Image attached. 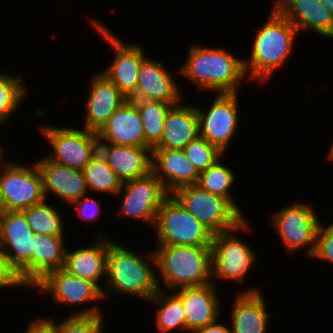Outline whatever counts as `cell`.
<instances>
[{
    "mask_svg": "<svg viewBox=\"0 0 333 333\" xmlns=\"http://www.w3.org/2000/svg\"><path fill=\"white\" fill-rule=\"evenodd\" d=\"M154 246L152 250L156 256L157 272H159L157 273L159 274L157 281L161 290L166 291L167 289L170 292L176 288L196 287L212 283L210 247Z\"/></svg>",
    "mask_w": 333,
    "mask_h": 333,
    "instance_id": "4",
    "label": "cell"
},
{
    "mask_svg": "<svg viewBox=\"0 0 333 333\" xmlns=\"http://www.w3.org/2000/svg\"><path fill=\"white\" fill-rule=\"evenodd\" d=\"M96 200L94 197H89V193L85 194L83 197L78 199L76 202L71 204L72 207L77 210L78 216L87 223L96 220L97 217L102 213L101 212V202Z\"/></svg>",
    "mask_w": 333,
    "mask_h": 333,
    "instance_id": "37",
    "label": "cell"
},
{
    "mask_svg": "<svg viewBox=\"0 0 333 333\" xmlns=\"http://www.w3.org/2000/svg\"><path fill=\"white\" fill-rule=\"evenodd\" d=\"M272 7L266 23L255 32L250 57L243 59L247 78L260 83L286 64L298 37L296 27Z\"/></svg>",
    "mask_w": 333,
    "mask_h": 333,
    "instance_id": "3",
    "label": "cell"
},
{
    "mask_svg": "<svg viewBox=\"0 0 333 333\" xmlns=\"http://www.w3.org/2000/svg\"><path fill=\"white\" fill-rule=\"evenodd\" d=\"M172 195L213 235L232 230L246 219L228 199L197 184L178 188Z\"/></svg>",
    "mask_w": 333,
    "mask_h": 333,
    "instance_id": "7",
    "label": "cell"
},
{
    "mask_svg": "<svg viewBox=\"0 0 333 333\" xmlns=\"http://www.w3.org/2000/svg\"><path fill=\"white\" fill-rule=\"evenodd\" d=\"M222 159L223 157L214 165L199 173V178L196 184L200 188L214 195L228 199L242 214H244L239 204H237V201L234 200L233 190L231 189L236 182V173L233 172L230 166L222 164Z\"/></svg>",
    "mask_w": 333,
    "mask_h": 333,
    "instance_id": "29",
    "label": "cell"
},
{
    "mask_svg": "<svg viewBox=\"0 0 333 333\" xmlns=\"http://www.w3.org/2000/svg\"><path fill=\"white\" fill-rule=\"evenodd\" d=\"M310 258L333 264V222L328 226L321 222L318 226L315 249Z\"/></svg>",
    "mask_w": 333,
    "mask_h": 333,
    "instance_id": "36",
    "label": "cell"
},
{
    "mask_svg": "<svg viewBox=\"0 0 333 333\" xmlns=\"http://www.w3.org/2000/svg\"><path fill=\"white\" fill-rule=\"evenodd\" d=\"M40 129L51 147L46 156L56 163L83 170L99 151L97 133L85 128L50 127L46 124Z\"/></svg>",
    "mask_w": 333,
    "mask_h": 333,
    "instance_id": "9",
    "label": "cell"
},
{
    "mask_svg": "<svg viewBox=\"0 0 333 333\" xmlns=\"http://www.w3.org/2000/svg\"><path fill=\"white\" fill-rule=\"evenodd\" d=\"M251 227L247 218L236 228L213 235L211 243L212 282L245 280L257 256L250 244L238 238V233L248 232ZM237 233V234H236ZM216 279V280H215ZM216 281V282H215ZM238 281V282H237Z\"/></svg>",
    "mask_w": 333,
    "mask_h": 333,
    "instance_id": "5",
    "label": "cell"
},
{
    "mask_svg": "<svg viewBox=\"0 0 333 333\" xmlns=\"http://www.w3.org/2000/svg\"><path fill=\"white\" fill-rule=\"evenodd\" d=\"M131 100L141 115L146 144L153 149L162 139L164 120L171 105L146 99Z\"/></svg>",
    "mask_w": 333,
    "mask_h": 333,
    "instance_id": "31",
    "label": "cell"
},
{
    "mask_svg": "<svg viewBox=\"0 0 333 333\" xmlns=\"http://www.w3.org/2000/svg\"><path fill=\"white\" fill-rule=\"evenodd\" d=\"M65 236L35 234L32 251V288L48 273L63 268L66 257Z\"/></svg>",
    "mask_w": 333,
    "mask_h": 333,
    "instance_id": "27",
    "label": "cell"
},
{
    "mask_svg": "<svg viewBox=\"0 0 333 333\" xmlns=\"http://www.w3.org/2000/svg\"><path fill=\"white\" fill-rule=\"evenodd\" d=\"M99 152L122 182L145 176L151 171L150 147L99 143Z\"/></svg>",
    "mask_w": 333,
    "mask_h": 333,
    "instance_id": "26",
    "label": "cell"
},
{
    "mask_svg": "<svg viewBox=\"0 0 333 333\" xmlns=\"http://www.w3.org/2000/svg\"><path fill=\"white\" fill-rule=\"evenodd\" d=\"M3 147H0V172L2 171V169L9 163V161H5L3 160L4 158V150L2 149Z\"/></svg>",
    "mask_w": 333,
    "mask_h": 333,
    "instance_id": "41",
    "label": "cell"
},
{
    "mask_svg": "<svg viewBox=\"0 0 333 333\" xmlns=\"http://www.w3.org/2000/svg\"><path fill=\"white\" fill-rule=\"evenodd\" d=\"M0 193L6 211H22L45 200L42 176L35 162H10L0 172Z\"/></svg>",
    "mask_w": 333,
    "mask_h": 333,
    "instance_id": "13",
    "label": "cell"
},
{
    "mask_svg": "<svg viewBox=\"0 0 333 333\" xmlns=\"http://www.w3.org/2000/svg\"><path fill=\"white\" fill-rule=\"evenodd\" d=\"M121 195L123 197L117 214L153 227L157 212L169 194L158 177L150 171L145 176L123 182L116 197Z\"/></svg>",
    "mask_w": 333,
    "mask_h": 333,
    "instance_id": "12",
    "label": "cell"
},
{
    "mask_svg": "<svg viewBox=\"0 0 333 333\" xmlns=\"http://www.w3.org/2000/svg\"><path fill=\"white\" fill-rule=\"evenodd\" d=\"M239 92L216 93L210 108L202 110L196 106L199 119V135L210 144L227 152L230 140L236 135L239 124ZM205 111V112H204Z\"/></svg>",
    "mask_w": 333,
    "mask_h": 333,
    "instance_id": "14",
    "label": "cell"
},
{
    "mask_svg": "<svg viewBox=\"0 0 333 333\" xmlns=\"http://www.w3.org/2000/svg\"><path fill=\"white\" fill-rule=\"evenodd\" d=\"M92 76L88 84L87 100L84 101L83 128L98 133L127 98L100 72Z\"/></svg>",
    "mask_w": 333,
    "mask_h": 333,
    "instance_id": "18",
    "label": "cell"
},
{
    "mask_svg": "<svg viewBox=\"0 0 333 333\" xmlns=\"http://www.w3.org/2000/svg\"><path fill=\"white\" fill-rule=\"evenodd\" d=\"M134 251L109 238L104 299L116 292L148 303L160 290L155 252L144 253L143 257Z\"/></svg>",
    "mask_w": 333,
    "mask_h": 333,
    "instance_id": "1",
    "label": "cell"
},
{
    "mask_svg": "<svg viewBox=\"0 0 333 333\" xmlns=\"http://www.w3.org/2000/svg\"><path fill=\"white\" fill-rule=\"evenodd\" d=\"M24 333H56V321L53 318L45 317H35Z\"/></svg>",
    "mask_w": 333,
    "mask_h": 333,
    "instance_id": "39",
    "label": "cell"
},
{
    "mask_svg": "<svg viewBox=\"0 0 333 333\" xmlns=\"http://www.w3.org/2000/svg\"><path fill=\"white\" fill-rule=\"evenodd\" d=\"M35 233L22 211H6L0 221V246L10 267L32 288V251Z\"/></svg>",
    "mask_w": 333,
    "mask_h": 333,
    "instance_id": "10",
    "label": "cell"
},
{
    "mask_svg": "<svg viewBox=\"0 0 333 333\" xmlns=\"http://www.w3.org/2000/svg\"><path fill=\"white\" fill-rule=\"evenodd\" d=\"M312 205L301 202L290 204L276 211L272 218V227L278 233L288 253L302 248L305 254L312 256L315 249L316 232L322 221L314 212Z\"/></svg>",
    "mask_w": 333,
    "mask_h": 333,
    "instance_id": "11",
    "label": "cell"
},
{
    "mask_svg": "<svg viewBox=\"0 0 333 333\" xmlns=\"http://www.w3.org/2000/svg\"><path fill=\"white\" fill-rule=\"evenodd\" d=\"M179 103L170 106L163 125V135L155 148L184 149L199 136L196 105Z\"/></svg>",
    "mask_w": 333,
    "mask_h": 333,
    "instance_id": "25",
    "label": "cell"
},
{
    "mask_svg": "<svg viewBox=\"0 0 333 333\" xmlns=\"http://www.w3.org/2000/svg\"><path fill=\"white\" fill-rule=\"evenodd\" d=\"M99 143L149 147L136 103L126 99L97 133Z\"/></svg>",
    "mask_w": 333,
    "mask_h": 333,
    "instance_id": "22",
    "label": "cell"
},
{
    "mask_svg": "<svg viewBox=\"0 0 333 333\" xmlns=\"http://www.w3.org/2000/svg\"><path fill=\"white\" fill-rule=\"evenodd\" d=\"M151 171L172 194L178 188L196 184L199 173L182 149L153 148Z\"/></svg>",
    "mask_w": 333,
    "mask_h": 333,
    "instance_id": "23",
    "label": "cell"
},
{
    "mask_svg": "<svg viewBox=\"0 0 333 333\" xmlns=\"http://www.w3.org/2000/svg\"><path fill=\"white\" fill-rule=\"evenodd\" d=\"M10 74L5 70L0 72V124L8 123L28 93L22 78L17 74Z\"/></svg>",
    "mask_w": 333,
    "mask_h": 333,
    "instance_id": "33",
    "label": "cell"
},
{
    "mask_svg": "<svg viewBox=\"0 0 333 333\" xmlns=\"http://www.w3.org/2000/svg\"><path fill=\"white\" fill-rule=\"evenodd\" d=\"M151 302L156 309V329L159 333H171L173 330L186 332V318L181 299L172 291L159 290L151 298Z\"/></svg>",
    "mask_w": 333,
    "mask_h": 333,
    "instance_id": "28",
    "label": "cell"
},
{
    "mask_svg": "<svg viewBox=\"0 0 333 333\" xmlns=\"http://www.w3.org/2000/svg\"><path fill=\"white\" fill-rule=\"evenodd\" d=\"M297 31L333 40V16L321 0H275L273 5Z\"/></svg>",
    "mask_w": 333,
    "mask_h": 333,
    "instance_id": "21",
    "label": "cell"
},
{
    "mask_svg": "<svg viewBox=\"0 0 333 333\" xmlns=\"http://www.w3.org/2000/svg\"><path fill=\"white\" fill-rule=\"evenodd\" d=\"M83 173L89 193L98 191L116 196L123 185L121 179L109 167L99 151L85 166Z\"/></svg>",
    "mask_w": 333,
    "mask_h": 333,
    "instance_id": "30",
    "label": "cell"
},
{
    "mask_svg": "<svg viewBox=\"0 0 333 333\" xmlns=\"http://www.w3.org/2000/svg\"><path fill=\"white\" fill-rule=\"evenodd\" d=\"M11 287H15V289L16 287L26 288L18 274L10 267L7 256L0 246V290Z\"/></svg>",
    "mask_w": 333,
    "mask_h": 333,
    "instance_id": "38",
    "label": "cell"
},
{
    "mask_svg": "<svg viewBox=\"0 0 333 333\" xmlns=\"http://www.w3.org/2000/svg\"><path fill=\"white\" fill-rule=\"evenodd\" d=\"M32 205L22 210L32 231L35 234H49L53 236H65L64 221L59 209L50 205L49 202Z\"/></svg>",
    "mask_w": 333,
    "mask_h": 333,
    "instance_id": "32",
    "label": "cell"
},
{
    "mask_svg": "<svg viewBox=\"0 0 333 333\" xmlns=\"http://www.w3.org/2000/svg\"><path fill=\"white\" fill-rule=\"evenodd\" d=\"M42 176L45 200L53 193L70 206L89 193L83 170L74 169L50 160L47 156L35 161Z\"/></svg>",
    "mask_w": 333,
    "mask_h": 333,
    "instance_id": "17",
    "label": "cell"
},
{
    "mask_svg": "<svg viewBox=\"0 0 333 333\" xmlns=\"http://www.w3.org/2000/svg\"><path fill=\"white\" fill-rule=\"evenodd\" d=\"M182 88L161 61L146 57L139 68L137 91L130 99L175 105L183 100Z\"/></svg>",
    "mask_w": 333,
    "mask_h": 333,
    "instance_id": "16",
    "label": "cell"
},
{
    "mask_svg": "<svg viewBox=\"0 0 333 333\" xmlns=\"http://www.w3.org/2000/svg\"><path fill=\"white\" fill-rule=\"evenodd\" d=\"M66 316V319L56 321V333H101L104 329V314L100 305H91L86 309Z\"/></svg>",
    "mask_w": 333,
    "mask_h": 333,
    "instance_id": "34",
    "label": "cell"
},
{
    "mask_svg": "<svg viewBox=\"0 0 333 333\" xmlns=\"http://www.w3.org/2000/svg\"><path fill=\"white\" fill-rule=\"evenodd\" d=\"M175 294L183 303L187 333H195L220 318L222 306L218 288L213 282L202 286L179 288Z\"/></svg>",
    "mask_w": 333,
    "mask_h": 333,
    "instance_id": "19",
    "label": "cell"
},
{
    "mask_svg": "<svg viewBox=\"0 0 333 333\" xmlns=\"http://www.w3.org/2000/svg\"><path fill=\"white\" fill-rule=\"evenodd\" d=\"M265 296L260 289L249 287L239 289L231 305L232 333H266L270 315L267 311Z\"/></svg>",
    "mask_w": 333,
    "mask_h": 333,
    "instance_id": "24",
    "label": "cell"
},
{
    "mask_svg": "<svg viewBox=\"0 0 333 333\" xmlns=\"http://www.w3.org/2000/svg\"><path fill=\"white\" fill-rule=\"evenodd\" d=\"M195 333H232L231 327L226 326L225 324L220 323L219 318L206 326H203Z\"/></svg>",
    "mask_w": 333,
    "mask_h": 333,
    "instance_id": "40",
    "label": "cell"
},
{
    "mask_svg": "<svg viewBox=\"0 0 333 333\" xmlns=\"http://www.w3.org/2000/svg\"><path fill=\"white\" fill-rule=\"evenodd\" d=\"M32 289L49 294L54 304L80 305L105 300L102 290L89 280L68 273L63 268L48 273Z\"/></svg>",
    "mask_w": 333,
    "mask_h": 333,
    "instance_id": "15",
    "label": "cell"
},
{
    "mask_svg": "<svg viewBox=\"0 0 333 333\" xmlns=\"http://www.w3.org/2000/svg\"><path fill=\"white\" fill-rule=\"evenodd\" d=\"M332 146H330V149H329V152H328V159L329 160H331V161H333V141H332V144H331Z\"/></svg>",
    "mask_w": 333,
    "mask_h": 333,
    "instance_id": "44",
    "label": "cell"
},
{
    "mask_svg": "<svg viewBox=\"0 0 333 333\" xmlns=\"http://www.w3.org/2000/svg\"><path fill=\"white\" fill-rule=\"evenodd\" d=\"M183 151L198 173L205 171L225 155L217 146L210 144L200 135L193 139Z\"/></svg>",
    "mask_w": 333,
    "mask_h": 333,
    "instance_id": "35",
    "label": "cell"
},
{
    "mask_svg": "<svg viewBox=\"0 0 333 333\" xmlns=\"http://www.w3.org/2000/svg\"><path fill=\"white\" fill-rule=\"evenodd\" d=\"M91 24L114 50V59L100 73L111 81L119 91L130 99L137 91L138 72L142 61L148 56L139 44L125 43L106 25L96 19Z\"/></svg>",
    "mask_w": 333,
    "mask_h": 333,
    "instance_id": "8",
    "label": "cell"
},
{
    "mask_svg": "<svg viewBox=\"0 0 333 333\" xmlns=\"http://www.w3.org/2000/svg\"><path fill=\"white\" fill-rule=\"evenodd\" d=\"M186 61L179 75L201 91L215 93L238 92L247 79L243 58L234 56L228 48L190 45Z\"/></svg>",
    "mask_w": 333,
    "mask_h": 333,
    "instance_id": "2",
    "label": "cell"
},
{
    "mask_svg": "<svg viewBox=\"0 0 333 333\" xmlns=\"http://www.w3.org/2000/svg\"><path fill=\"white\" fill-rule=\"evenodd\" d=\"M321 2L328 8L333 16V0H321Z\"/></svg>",
    "mask_w": 333,
    "mask_h": 333,
    "instance_id": "42",
    "label": "cell"
},
{
    "mask_svg": "<svg viewBox=\"0 0 333 333\" xmlns=\"http://www.w3.org/2000/svg\"><path fill=\"white\" fill-rule=\"evenodd\" d=\"M109 237L97 234L93 244L66 250L63 269L68 273L96 284L102 291L106 283ZM103 281V282H102Z\"/></svg>",
    "mask_w": 333,
    "mask_h": 333,
    "instance_id": "20",
    "label": "cell"
},
{
    "mask_svg": "<svg viewBox=\"0 0 333 333\" xmlns=\"http://www.w3.org/2000/svg\"><path fill=\"white\" fill-rule=\"evenodd\" d=\"M153 227L155 245L211 247L213 234L172 194L163 200Z\"/></svg>",
    "mask_w": 333,
    "mask_h": 333,
    "instance_id": "6",
    "label": "cell"
},
{
    "mask_svg": "<svg viewBox=\"0 0 333 333\" xmlns=\"http://www.w3.org/2000/svg\"><path fill=\"white\" fill-rule=\"evenodd\" d=\"M5 214H6V209H5V206L3 203L2 195L0 193V221L4 217Z\"/></svg>",
    "mask_w": 333,
    "mask_h": 333,
    "instance_id": "43",
    "label": "cell"
}]
</instances>
